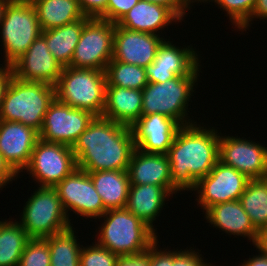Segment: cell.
<instances>
[{
    "mask_svg": "<svg viewBox=\"0 0 267 266\" xmlns=\"http://www.w3.org/2000/svg\"><path fill=\"white\" fill-rule=\"evenodd\" d=\"M201 123L181 126L167 153L172 184L181 193H192L197 181L208 175L219 161L221 130Z\"/></svg>",
    "mask_w": 267,
    "mask_h": 266,
    "instance_id": "obj_1",
    "label": "cell"
},
{
    "mask_svg": "<svg viewBox=\"0 0 267 266\" xmlns=\"http://www.w3.org/2000/svg\"><path fill=\"white\" fill-rule=\"evenodd\" d=\"M71 148L77 168L95 172L127 171L136 146L129 126L96 116Z\"/></svg>",
    "mask_w": 267,
    "mask_h": 266,
    "instance_id": "obj_2",
    "label": "cell"
},
{
    "mask_svg": "<svg viewBox=\"0 0 267 266\" xmlns=\"http://www.w3.org/2000/svg\"><path fill=\"white\" fill-rule=\"evenodd\" d=\"M101 218L94 241L119 257L143 254L159 237L126 208L109 209Z\"/></svg>",
    "mask_w": 267,
    "mask_h": 266,
    "instance_id": "obj_3",
    "label": "cell"
},
{
    "mask_svg": "<svg viewBox=\"0 0 267 266\" xmlns=\"http://www.w3.org/2000/svg\"><path fill=\"white\" fill-rule=\"evenodd\" d=\"M201 65L189 76H176L163 83H148L142 89V115L158 113L176 120L181 126L197 122L190 118L188 106L193 102L191 98L196 95ZM195 89V90H193Z\"/></svg>",
    "mask_w": 267,
    "mask_h": 266,
    "instance_id": "obj_4",
    "label": "cell"
},
{
    "mask_svg": "<svg viewBox=\"0 0 267 266\" xmlns=\"http://www.w3.org/2000/svg\"><path fill=\"white\" fill-rule=\"evenodd\" d=\"M55 97V86L27 82L13 76L0 105V119L20 122L39 133Z\"/></svg>",
    "mask_w": 267,
    "mask_h": 266,
    "instance_id": "obj_5",
    "label": "cell"
},
{
    "mask_svg": "<svg viewBox=\"0 0 267 266\" xmlns=\"http://www.w3.org/2000/svg\"><path fill=\"white\" fill-rule=\"evenodd\" d=\"M105 71L85 68H62L55 85L56 98L69 106L102 116L106 95Z\"/></svg>",
    "mask_w": 267,
    "mask_h": 266,
    "instance_id": "obj_6",
    "label": "cell"
},
{
    "mask_svg": "<svg viewBox=\"0 0 267 266\" xmlns=\"http://www.w3.org/2000/svg\"><path fill=\"white\" fill-rule=\"evenodd\" d=\"M20 215L17 221L30 239H45L73 225L54 187L37 186Z\"/></svg>",
    "mask_w": 267,
    "mask_h": 266,
    "instance_id": "obj_7",
    "label": "cell"
},
{
    "mask_svg": "<svg viewBox=\"0 0 267 266\" xmlns=\"http://www.w3.org/2000/svg\"><path fill=\"white\" fill-rule=\"evenodd\" d=\"M37 13L30 0H11L0 24L4 64L12 65L41 35Z\"/></svg>",
    "mask_w": 267,
    "mask_h": 266,
    "instance_id": "obj_8",
    "label": "cell"
},
{
    "mask_svg": "<svg viewBox=\"0 0 267 266\" xmlns=\"http://www.w3.org/2000/svg\"><path fill=\"white\" fill-rule=\"evenodd\" d=\"M115 24L91 17L84 25L70 67L105 71L113 59Z\"/></svg>",
    "mask_w": 267,
    "mask_h": 266,
    "instance_id": "obj_9",
    "label": "cell"
},
{
    "mask_svg": "<svg viewBox=\"0 0 267 266\" xmlns=\"http://www.w3.org/2000/svg\"><path fill=\"white\" fill-rule=\"evenodd\" d=\"M76 158L71 146L49 143L39 139L32 151L27 167L22 171L41 187H55L75 169Z\"/></svg>",
    "mask_w": 267,
    "mask_h": 266,
    "instance_id": "obj_10",
    "label": "cell"
},
{
    "mask_svg": "<svg viewBox=\"0 0 267 266\" xmlns=\"http://www.w3.org/2000/svg\"><path fill=\"white\" fill-rule=\"evenodd\" d=\"M54 188L68 218L75 213L77 217L97 220L107 211L89 173L84 170L76 168Z\"/></svg>",
    "mask_w": 267,
    "mask_h": 266,
    "instance_id": "obj_11",
    "label": "cell"
},
{
    "mask_svg": "<svg viewBox=\"0 0 267 266\" xmlns=\"http://www.w3.org/2000/svg\"><path fill=\"white\" fill-rule=\"evenodd\" d=\"M95 117L92 112L73 108L55 97L45 114L39 139L72 147Z\"/></svg>",
    "mask_w": 267,
    "mask_h": 266,
    "instance_id": "obj_12",
    "label": "cell"
},
{
    "mask_svg": "<svg viewBox=\"0 0 267 266\" xmlns=\"http://www.w3.org/2000/svg\"><path fill=\"white\" fill-rule=\"evenodd\" d=\"M249 180L235 168L218 161L208 175L197 181L192 192H196H193L196 204L204 213L215 204L239 200Z\"/></svg>",
    "mask_w": 267,
    "mask_h": 266,
    "instance_id": "obj_13",
    "label": "cell"
},
{
    "mask_svg": "<svg viewBox=\"0 0 267 266\" xmlns=\"http://www.w3.org/2000/svg\"><path fill=\"white\" fill-rule=\"evenodd\" d=\"M229 135L220 133L219 161L235 168L249 179L266 178L267 147L250 137L247 139Z\"/></svg>",
    "mask_w": 267,
    "mask_h": 266,
    "instance_id": "obj_14",
    "label": "cell"
},
{
    "mask_svg": "<svg viewBox=\"0 0 267 266\" xmlns=\"http://www.w3.org/2000/svg\"><path fill=\"white\" fill-rule=\"evenodd\" d=\"M173 43V39H165L154 61L145 67L148 83H163L176 76H189L200 65L201 54L196 47L191 44L176 46Z\"/></svg>",
    "mask_w": 267,
    "mask_h": 266,
    "instance_id": "obj_15",
    "label": "cell"
},
{
    "mask_svg": "<svg viewBox=\"0 0 267 266\" xmlns=\"http://www.w3.org/2000/svg\"><path fill=\"white\" fill-rule=\"evenodd\" d=\"M14 77L27 82H42L55 86L62 66L55 60L40 35L12 65Z\"/></svg>",
    "mask_w": 267,
    "mask_h": 266,
    "instance_id": "obj_16",
    "label": "cell"
},
{
    "mask_svg": "<svg viewBox=\"0 0 267 266\" xmlns=\"http://www.w3.org/2000/svg\"><path fill=\"white\" fill-rule=\"evenodd\" d=\"M180 127L173 118L154 113L141 115L130 128L138 150L150 154H167Z\"/></svg>",
    "mask_w": 267,
    "mask_h": 266,
    "instance_id": "obj_17",
    "label": "cell"
},
{
    "mask_svg": "<svg viewBox=\"0 0 267 266\" xmlns=\"http://www.w3.org/2000/svg\"><path fill=\"white\" fill-rule=\"evenodd\" d=\"M165 39L167 38L115 24L113 59L145 68L154 61L158 48Z\"/></svg>",
    "mask_w": 267,
    "mask_h": 266,
    "instance_id": "obj_18",
    "label": "cell"
},
{
    "mask_svg": "<svg viewBox=\"0 0 267 266\" xmlns=\"http://www.w3.org/2000/svg\"><path fill=\"white\" fill-rule=\"evenodd\" d=\"M39 133L20 122L0 119V153L19 175L29 164Z\"/></svg>",
    "mask_w": 267,
    "mask_h": 266,
    "instance_id": "obj_19",
    "label": "cell"
},
{
    "mask_svg": "<svg viewBox=\"0 0 267 266\" xmlns=\"http://www.w3.org/2000/svg\"><path fill=\"white\" fill-rule=\"evenodd\" d=\"M127 172L130 184L163 186L172 197L180 193L172 184L170 162L167 154L144 153L136 148L132 154Z\"/></svg>",
    "mask_w": 267,
    "mask_h": 266,
    "instance_id": "obj_20",
    "label": "cell"
},
{
    "mask_svg": "<svg viewBox=\"0 0 267 266\" xmlns=\"http://www.w3.org/2000/svg\"><path fill=\"white\" fill-rule=\"evenodd\" d=\"M176 22V23H175ZM183 21L164 5L140 0L116 24L129 30L156 34L165 38L163 31L171 24ZM163 30V31H162Z\"/></svg>",
    "mask_w": 267,
    "mask_h": 266,
    "instance_id": "obj_21",
    "label": "cell"
},
{
    "mask_svg": "<svg viewBox=\"0 0 267 266\" xmlns=\"http://www.w3.org/2000/svg\"><path fill=\"white\" fill-rule=\"evenodd\" d=\"M203 214L210 227L218 228L230 236L248 238L253 245L258 231L252 225L239 200L222 202L209 207Z\"/></svg>",
    "mask_w": 267,
    "mask_h": 266,
    "instance_id": "obj_22",
    "label": "cell"
},
{
    "mask_svg": "<svg viewBox=\"0 0 267 266\" xmlns=\"http://www.w3.org/2000/svg\"><path fill=\"white\" fill-rule=\"evenodd\" d=\"M171 196L163 186L130 184L125 208L157 234L154 223L160 216L163 207H166L165 203L169 201Z\"/></svg>",
    "mask_w": 267,
    "mask_h": 266,
    "instance_id": "obj_23",
    "label": "cell"
},
{
    "mask_svg": "<svg viewBox=\"0 0 267 266\" xmlns=\"http://www.w3.org/2000/svg\"><path fill=\"white\" fill-rule=\"evenodd\" d=\"M142 115V90L106 86L102 117L131 127Z\"/></svg>",
    "mask_w": 267,
    "mask_h": 266,
    "instance_id": "obj_24",
    "label": "cell"
},
{
    "mask_svg": "<svg viewBox=\"0 0 267 266\" xmlns=\"http://www.w3.org/2000/svg\"><path fill=\"white\" fill-rule=\"evenodd\" d=\"M90 18L85 16L64 26L41 32V36L46 40L51 54L63 68L70 65L82 29Z\"/></svg>",
    "mask_w": 267,
    "mask_h": 266,
    "instance_id": "obj_25",
    "label": "cell"
},
{
    "mask_svg": "<svg viewBox=\"0 0 267 266\" xmlns=\"http://www.w3.org/2000/svg\"><path fill=\"white\" fill-rule=\"evenodd\" d=\"M88 173L106 210L126 207L130 186L127 171L107 170Z\"/></svg>",
    "mask_w": 267,
    "mask_h": 266,
    "instance_id": "obj_26",
    "label": "cell"
},
{
    "mask_svg": "<svg viewBox=\"0 0 267 266\" xmlns=\"http://www.w3.org/2000/svg\"><path fill=\"white\" fill-rule=\"evenodd\" d=\"M42 31L84 18L79 0H30Z\"/></svg>",
    "mask_w": 267,
    "mask_h": 266,
    "instance_id": "obj_27",
    "label": "cell"
},
{
    "mask_svg": "<svg viewBox=\"0 0 267 266\" xmlns=\"http://www.w3.org/2000/svg\"><path fill=\"white\" fill-rule=\"evenodd\" d=\"M13 219L0 220V266H18L30 240L21 224Z\"/></svg>",
    "mask_w": 267,
    "mask_h": 266,
    "instance_id": "obj_28",
    "label": "cell"
},
{
    "mask_svg": "<svg viewBox=\"0 0 267 266\" xmlns=\"http://www.w3.org/2000/svg\"><path fill=\"white\" fill-rule=\"evenodd\" d=\"M75 229L72 226L44 239L49 246L51 266H79L83 244Z\"/></svg>",
    "mask_w": 267,
    "mask_h": 266,
    "instance_id": "obj_29",
    "label": "cell"
},
{
    "mask_svg": "<svg viewBox=\"0 0 267 266\" xmlns=\"http://www.w3.org/2000/svg\"><path fill=\"white\" fill-rule=\"evenodd\" d=\"M239 201L257 231L267 227V177L250 179Z\"/></svg>",
    "mask_w": 267,
    "mask_h": 266,
    "instance_id": "obj_30",
    "label": "cell"
},
{
    "mask_svg": "<svg viewBox=\"0 0 267 266\" xmlns=\"http://www.w3.org/2000/svg\"><path fill=\"white\" fill-rule=\"evenodd\" d=\"M106 86H120L142 90L148 79L144 67L127 64L112 59L105 69Z\"/></svg>",
    "mask_w": 267,
    "mask_h": 266,
    "instance_id": "obj_31",
    "label": "cell"
},
{
    "mask_svg": "<svg viewBox=\"0 0 267 266\" xmlns=\"http://www.w3.org/2000/svg\"><path fill=\"white\" fill-rule=\"evenodd\" d=\"M257 0H214L232 23L233 29L238 30L250 19Z\"/></svg>",
    "mask_w": 267,
    "mask_h": 266,
    "instance_id": "obj_32",
    "label": "cell"
},
{
    "mask_svg": "<svg viewBox=\"0 0 267 266\" xmlns=\"http://www.w3.org/2000/svg\"><path fill=\"white\" fill-rule=\"evenodd\" d=\"M119 256L96 242L82 246L79 266H116Z\"/></svg>",
    "mask_w": 267,
    "mask_h": 266,
    "instance_id": "obj_33",
    "label": "cell"
},
{
    "mask_svg": "<svg viewBox=\"0 0 267 266\" xmlns=\"http://www.w3.org/2000/svg\"><path fill=\"white\" fill-rule=\"evenodd\" d=\"M18 266H51L48 243L44 239H30Z\"/></svg>",
    "mask_w": 267,
    "mask_h": 266,
    "instance_id": "obj_34",
    "label": "cell"
},
{
    "mask_svg": "<svg viewBox=\"0 0 267 266\" xmlns=\"http://www.w3.org/2000/svg\"><path fill=\"white\" fill-rule=\"evenodd\" d=\"M190 249H173L172 250V266H215L200 254L201 250L189 247ZM198 250V251H197ZM200 251V252H199ZM205 259V260H204Z\"/></svg>",
    "mask_w": 267,
    "mask_h": 266,
    "instance_id": "obj_35",
    "label": "cell"
},
{
    "mask_svg": "<svg viewBox=\"0 0 267 266\" xmlns=\"http://www.w3.org/2000/svg\"><path fill=\"white\" fill-rule=\"evenodd\" d=\"M140 0H108L106 10L98 17L116 24Z\"/></svg>",
    "mask_w": 267,
    "mask_h": 266,
    "instance_id": "obj_36",
    "label": "cell"
},
{
    "mask_svg": "<svg viewBox=\"0 0 267 266\" xmlns=\"http://www.w3.org/2000/svg\"><path fill=\"white\" fill-rule=\"evenodd\" d=\"M158 243L157 239L146 251L149 254V266H172V249H168V246L165 247L167 249L160 248Z\"/></svg>",
    "mask_w": 267,
    "mask_h": 266,
    "instance_id": "obj_37",
    "label": "cell"
},
{
    "mask_svg": "<svg viewBox=\"0 0 267 266\" xmlns=\"http://www.w3.org/2000/svg\"><path fill=\"white\" fill-rule=\"evenodd\" d=\"M108 0H79L83 13L88 17L98 18L107 7Z\"/></svg>",
    "mask_w": 267,
    "mask_h": 266,
    "instance_id": "obj_38",
    "label": "cell"
},
{
    "mask_svg": "<svg viewBox=\"0 0 267 266\" xmlns=\"http://www.w3.org/2000/svg\"><path fill=\"white\" fill-rule=\"evenodd\" d=\"M18 177L22 178L12 169L0 153V190L2 191L8 184L10 185V183L12 184L13 181L19 179Z\"/></svg>",
    "mask_w": 267,
    "mask_h": 266,
    "instance_id": "obj_39",
    "label": "cell"
},
{
    "mask_svg": "<svg viewBox=\"0 0 267 266\" xmlns=\"http://www.w3.org/2000/svg\"><path fill=\"white\" fill-rule=\"evenodd\" d=\"M256 18L263 20V22L266 20L267 22V0H257L250 19L239 29V31L242 33L245 31L246 34V31L251 27V24L253 25V20Z\"/></svg>",
    "mask_w": 267,
    "mask_h": 266,
    "instance_id": "obj_40",
    "label": "cell"
},
{
    "mask_svg": "<svg viewBox=\"0 0 267 266\" xmlns=\"http://www.w3.org/2000/svg\"><path fill=\"white\" fill-rule=\"evenodd\" d=\"M152 2L159 5H164L167 8L171 9L182 21H184L185 17L188 15L189 11L184 4V0H143Z\"/></svg>",
    "mask_w": 267,
    "mask_h": 266,
    "instance_id": "obj_41",
    "label": "cell"
},
{
    "mask_svg": "<svg viewBox=\"0 0 267 266\" xmlns=\"http://www.w3.org/2000/svg\"><path fill=\"white\" fill-rule=\"evenodd\" d=\"M116 266H149V254L145 252L139 255L119 257Z\"/></svg>",
    "mask_w": 267,
    "mask_h": 266,
    "instance_id": "obj_42",
    "label": "cell"
},
{
    "mask_svg": "<svg viewBox=\"0 0 267 266\" xmlns=\"http://www.w3.org/2000/svg\"><path fill=\"white\" fill-rule=\"evenodd\" d=\"M13 76L12 66L4 63L0 64V105Z\"/></svg>",
    "mask_w": 267,
    "mask_h": 266,
    "instance_id": "obj_43",
    "label": "cell"
},
{
    "mask_svg": "<svg viewBox=\"0 0 267 266\" xmlns=\"http://www.w3.org/2000/svg\"><path fill=\"white\" fill-rule=\"evenodd\" d=\"M253 246L257 251L267 256V227L258 231L257 238Z\"/></svg>",
    "mask_w": 267,
    "mask_h": 266,
    "instance_id": "obj_44",
    "label": "cell"
},
{
    "mask_svg": "<svg viewBox=\"0 0 267 266\" xmlns=\"http://www.w3.org/2000/svg\"><path fill=\"white\" fill-rule=\"evenodd\" d=\"M258 255L249 256V259H244L240 266H267V256L263 255L259 251ZM239 266V265H238Z\"/></svg>",
    "mask_w": 267,
    "mask_h": 266,
    "instance_id": "obj_45",
    "label": "cell"
},
{
    "mask_svg": "<svg viewBox=\"0 0 267 266\" xmlns=\"http://www.w3.org/2000/svg\"><path fill=\"white\" fill-rule=\"evenodd\" d=\"M213 1L214 0H184V4L186 5L188 10H191L193 5H195L194 3H197V4L201 3V5H202V3H204V5H205L208 2L210 4V2L212 3Z\"/></svg>",
    "mask_w": 267,
    "mask_h": 266,
    "instance_id": "obj_46",
    "label": "cell"
},
{
    "mask_svg": "<svg viewBox=\"0 0 267 266\" xmlns=\"http://www.w3.org/2000/svg\"><path fill=\"white\" fill-rule=\"evenodd\" d=\"M11 0H0V24L3 20L5 9Z\"/></svg>",
    "mask_w": 267,
    "mask_h": 266,
    "instance_id": "obj_47",
    "label": "cell"
}]
</instances>
